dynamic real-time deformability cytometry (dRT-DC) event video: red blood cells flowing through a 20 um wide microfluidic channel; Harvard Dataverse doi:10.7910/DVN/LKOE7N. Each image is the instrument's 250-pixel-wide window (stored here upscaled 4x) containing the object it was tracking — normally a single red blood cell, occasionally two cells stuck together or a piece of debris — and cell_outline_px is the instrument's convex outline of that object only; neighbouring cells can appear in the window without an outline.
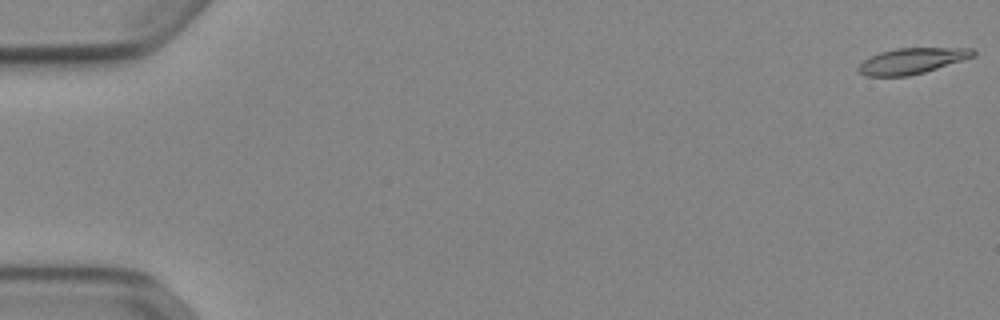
{"species": "Egyptian fruit bat (a non-hibernating species)", "species_latin": "Rousettus aegyptiacus", "temperature_condition": "cold", "stored_images_in_passage": 53, "camera_frame_rate_fps": 3000, "um_per_image_px": 0.085, "animal": {"sex": "female"}, "frame": {"image": 1, "passage_image": 1, "time_ms": 0.0, "image_size_px": [1000, 320], "cell_outline_px": [[976, 56], [964, 60], [924, 72], [908, 76], [864, 76], [856, 68], [864, 60], [880, 52], [896, 48], [972, 48], [976, 52]], "centroid_in_image_um": [77.53, 5.17], "position_along_channel_um": 7.5, "area_um2": 17.22}}
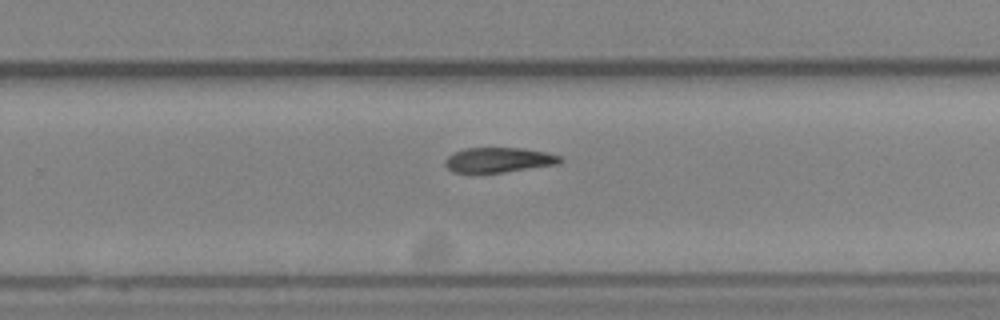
{"frame": {"image": 2, "passage_image": 35, "time_ms": 11.333, "image_size_px": [1000, 320], "cell_outline_px": [[564, 160], [560, 164], [504, 172], [452, 172], [444, 164], [444, 160], [452, 152], [464, 148], [524, 148], [544, 152], [560, 156]], "centroid_in_image_um": [42.38, 13.59], "position_along_channel_um": 287.4, "area_um2": 16.76}}
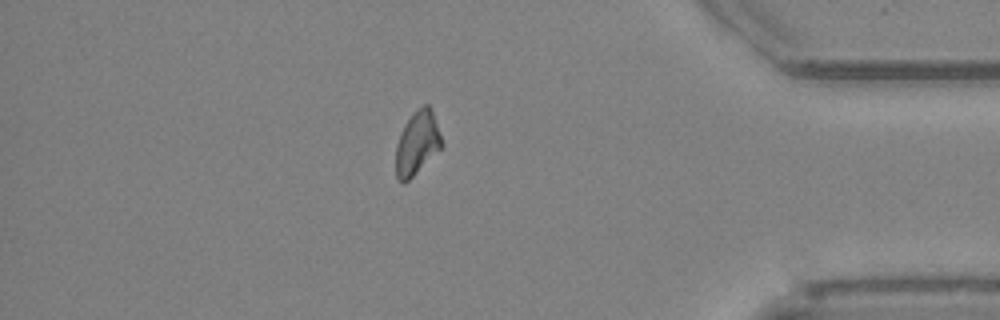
{"frame": {"image": 3, "passage_image": 46, "time_ms": 15.0, "image_size_px": [1000, 320], "cell_outline_px": [[444, 144], [408, 180], [400, 184], [396, 176], [396, 144], [400, 132], [404, 124], [412, 112], [416, 108], [424, 104], [428, 104], [432, 108]], "centroid_in_image_um": [35.45, 12.1], "position_along_channel_um": 399.8, "area_um2": 17.05}}